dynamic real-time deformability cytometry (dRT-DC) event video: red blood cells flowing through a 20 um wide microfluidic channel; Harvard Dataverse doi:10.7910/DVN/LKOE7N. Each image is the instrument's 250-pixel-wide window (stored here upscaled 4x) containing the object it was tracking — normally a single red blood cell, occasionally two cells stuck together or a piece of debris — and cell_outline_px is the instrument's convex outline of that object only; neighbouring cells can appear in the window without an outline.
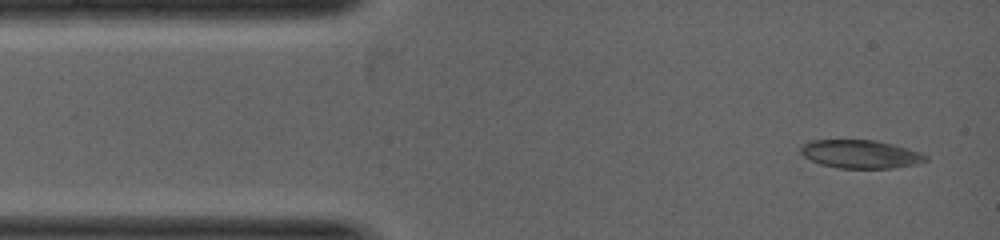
{"species": "common noctule bat (a hibernating species)", "species_latin": "Nyctalus noctula", "temperature_condition": "warm", "stored_images_in_passage": 4, "camera_frame_rate_fps": 5000, "um_per_image_px": 0.085, "animal": {"sex": "female", "body_mass_g": 19.0, "forearm_length_mm": 53.3}, "frame": {"image": 1, "passage_image": 1, "time_ms": 0.0, "image_size_px": [1000, 240], "cell_outline_px": [[928, 160], [916, 164], [892, 168], [840, 168], [820, 164], [804, 156], [800, 152], [800, 148], [808, 140], [876, 140], [908, 148], [920, 152], [928, 156]], "centroid_in_image_um": [73.15, 13.09], "position_along_channel_um": 11.8, "area_um2": 20.58}}
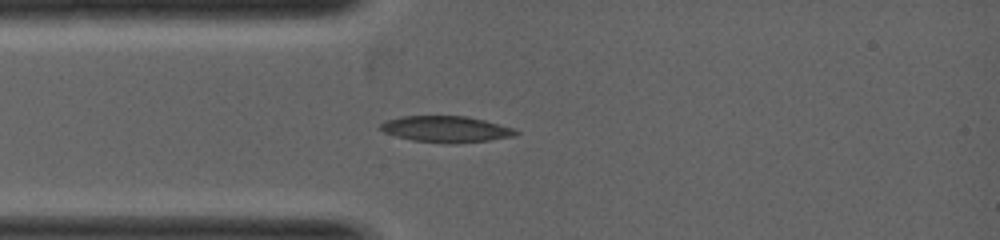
{"frame": {"image": 2, "passage_image": 4, "time_ms": 1.2, "image_size_px": [1000, 240], "cell_outline_px": [[520, 132], [512, 136], [488, 140], [456, 144], [448, 144], [412, 140], [396, 136], [384, 132], [380, 128], [380, 124], [388, 120], [400, 116], [464, 116], [484, 120], [512, 128]], "centroid_in_image_um": [37.88, 10.98], "position_along_channel_um": 47.1, "area_um2": 20.52}}